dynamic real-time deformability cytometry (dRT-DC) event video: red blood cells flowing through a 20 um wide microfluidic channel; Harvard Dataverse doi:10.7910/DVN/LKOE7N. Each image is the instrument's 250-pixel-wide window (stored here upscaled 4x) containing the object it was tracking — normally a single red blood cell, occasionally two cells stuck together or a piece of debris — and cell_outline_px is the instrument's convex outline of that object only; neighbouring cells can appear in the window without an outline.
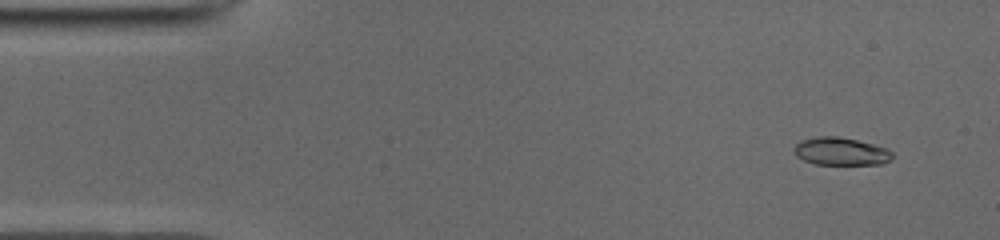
{"species": "common noctule bat (a hibernating species)", "species_latin": "Nyctalus noctula", "temperature_condition": "cold", "stored_images_in_passage": 51, "camera_frame_rate_fps": 3000, "um_per_image_px": 0.085, "animal": {"sex": "male", "body_mass_g": 19.0, "forearm_length_mm": 50.8}, "frame": {"image": 1, "passage_image": 4, "time_ms": 1.0, "image_size_px": [1000, 240], "cell_outline_px": [[892, 156], [884, 164], [816, 164], [804, 160], [796, 156], [792, 148], [800, 140], [820, 136], [836, 136], [856, 140], [888, 148], [892, 152]], "centroid_in_image_um": [71.44, 12.86], "position_along_channel_um": 13.6, "area_um2": 15.84}}
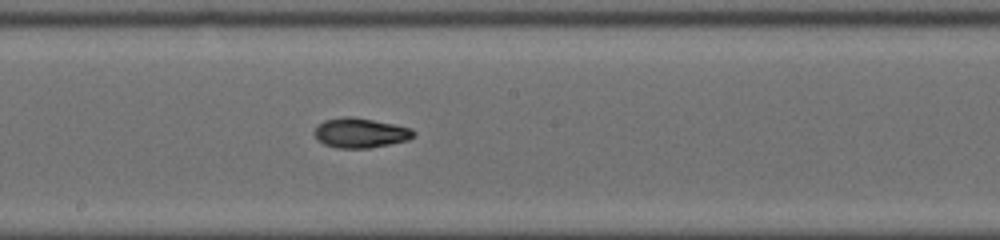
{"frame": {"image": 2, "passage_image": 27, "time_ms": 8.667, "image_size_px": [1000, 240], "cell_outline_px": [[416, 132], [408, 140], [368, 148], [336, 148], [324, 144], [316, 140], [312, 132], [324, 120], [344, 116], [352, 116], [412, 128]], "centroid_in_image_um": [30.58, 11.3], "position_along_channel_um": 217.6, "area_um2": 17.17}}
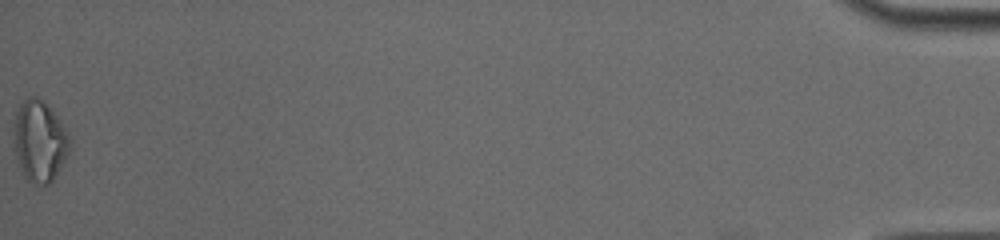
{"frame": {"image": 3, "passage_image": 51, "time_ms": 16.667, "image_size_px": [1000, 240], "cell_outline_px": [[72, 140], [68, 152], [60, 168], [52, 180], [48, 184], [36, 188], [24, 176], [20, 168], [16, 152], [16, 112], [20, 104], [28, 96], [36, 96], [44, 100], [68, 132]], "centroid_in_image_um": [3.4, 12.02], "position_along_channel_um": 431.8, "area_um2": 26.13}, "authors_computed_cell_mechanics": {"area_um2": 16.762, "velocity_mm_per_s": 3.9704, "shape_relaxation_time_tau1_ms": 6.8186, "shape_relaxation_time_tau2_ms": 2.6298, "deformation_change_tau1": 0.2193, "deformation_change_tau2": 0.07}}